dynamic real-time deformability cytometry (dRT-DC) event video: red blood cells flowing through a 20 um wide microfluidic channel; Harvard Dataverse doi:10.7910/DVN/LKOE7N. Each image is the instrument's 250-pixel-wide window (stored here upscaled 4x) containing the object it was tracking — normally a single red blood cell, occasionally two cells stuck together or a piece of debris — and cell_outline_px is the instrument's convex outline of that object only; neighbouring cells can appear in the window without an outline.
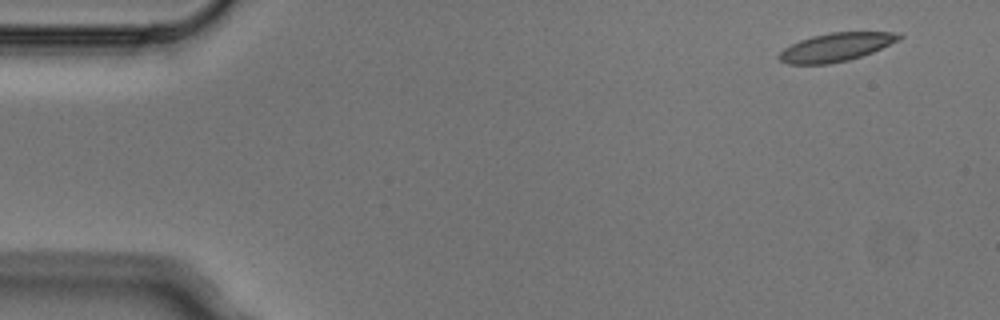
{"species": "Egyptian fruit bat (a non-hibernating species)", "species_latin": "Rousettus aegyptiacus", "temperature_condition": "cold", "stored_images_in_passage": 4, "camera_frame_rate_fps": 3000, "um_per_image_px": 0.085, "animal": {"sex": "male"}, "frame": {"image": 1, "passage_image": 1, "time_ms": 0.0, "image_size_px": [1000, 320], "cell_outline_px": [[904, 36], [900, 40], [872, 52], [848, 60], [828, 64], [788, 64], [780, 60], [776, 56], [784, 48], [800, 40], [812, 36], [832, 32], [900, 32]], "centroid_in_image_um": [71.08, 4.0], "position_along_channel_um": 13.9, "area_um2": 19.83}}